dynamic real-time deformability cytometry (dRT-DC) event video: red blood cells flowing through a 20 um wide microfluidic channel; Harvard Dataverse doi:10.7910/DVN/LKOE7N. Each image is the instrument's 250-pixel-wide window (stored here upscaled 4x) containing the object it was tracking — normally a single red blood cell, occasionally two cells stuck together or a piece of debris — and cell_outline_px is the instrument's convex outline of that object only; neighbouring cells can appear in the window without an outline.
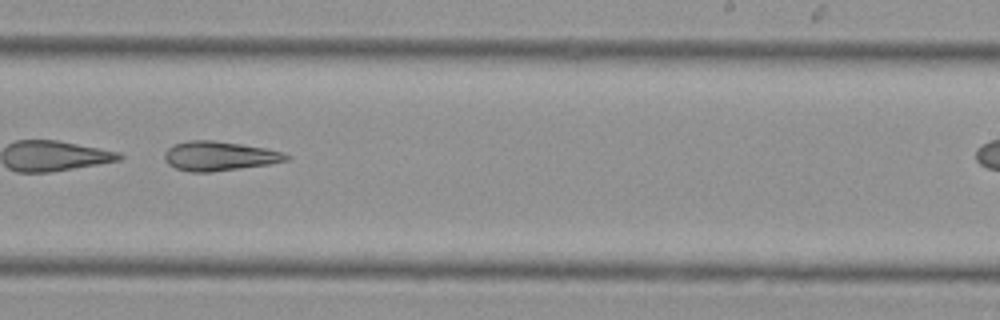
{"species": "Egyptian fruit bat (a non-hibernating species)", "species_latin": "Rousettus aegyptiacus", "temperature_condition": "cold", "stored_images_in_passage": 26, "camera_frame_rate_fps": 3000, "um_per_image_px": 0.085, "animal": {"sex": "female"}, "frame": {"image": 1, "passage_image": 15, "time_ms": 4.667, "image_size_px": [1000, 320], "cell_outline_px": [[292, 156], [288, 160], [268, 164], [212, 172], [188, 172], [176, 168], [168, 164], [164, 160], [164, 152], [172, 144], [188, 140], [212, 140], [268, 148], [284, 152]], "centroid_in_image_um": [18.63, 13.26], "position_along_channel_um": 270.4, "area_um2": 21.04}}